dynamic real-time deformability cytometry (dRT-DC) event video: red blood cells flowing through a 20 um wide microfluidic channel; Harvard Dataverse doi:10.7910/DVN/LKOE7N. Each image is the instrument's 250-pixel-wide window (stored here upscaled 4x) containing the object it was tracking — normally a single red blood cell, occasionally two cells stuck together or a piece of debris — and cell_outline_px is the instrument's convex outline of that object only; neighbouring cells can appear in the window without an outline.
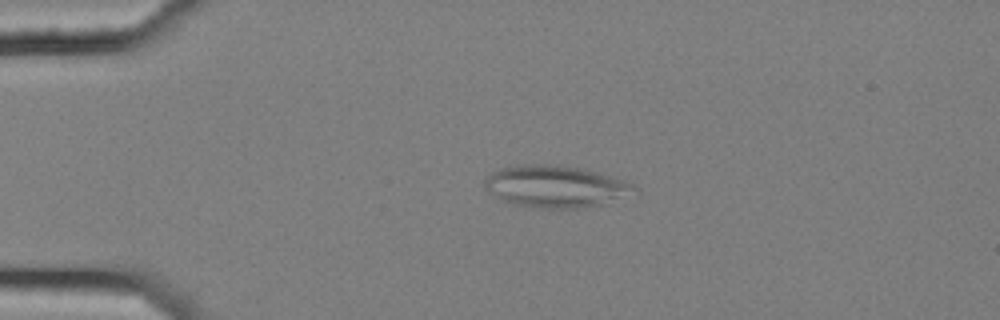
{"species": "common noctule bat (a hibernating species)", "species_latin": "Nyctalus noctula", "temperature_condition": "cold", "stored_images_in_passage": 4, "camera_frame_rate_fps": 3000, "um_per_image_px": 0.085, "animal": {"sex": "female", "body_mass_g": 25.1}, "frame": {"image": 1, "passage_image": 3, "time_ms": 0.667, "image_size_px": [1000, 320], "cell_outline_px": [[640, 192], [600, 204], [584, 208], [544, 208], [512, 204], [492, 196], [484, 188], [484, 180], [488, 176], [504, 168], [524, 164], [560, 164], [580, 168], [632, 180], [640, 188]], "centroid_in_image_um": [47.32, 15.84], "position_along_channel_um": 37.7, "area_um2": 37.11}}